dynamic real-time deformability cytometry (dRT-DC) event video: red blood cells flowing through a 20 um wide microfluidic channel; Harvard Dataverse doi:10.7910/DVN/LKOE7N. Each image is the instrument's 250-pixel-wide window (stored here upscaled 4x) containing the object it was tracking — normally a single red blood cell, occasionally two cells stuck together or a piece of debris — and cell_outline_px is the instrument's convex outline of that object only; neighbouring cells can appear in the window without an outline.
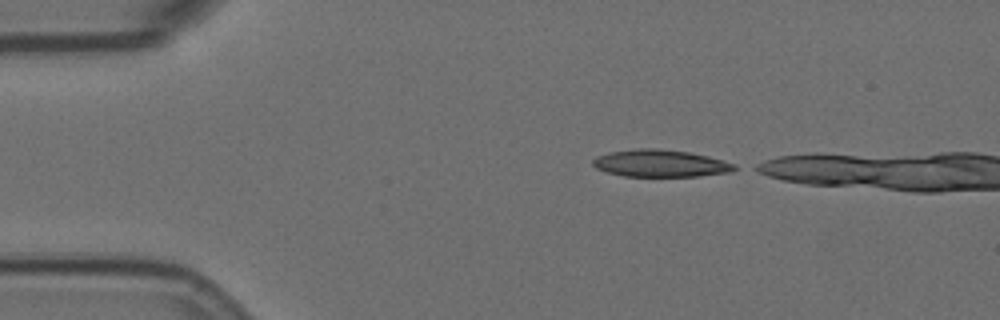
{"species": "Egyptian fruit bat (a non-hibernating species)", "species_latin": "Rousettus aegyptiacus", "temperature_condition": "room temperature", "stored_images_in_passage": 4, "camera_frame_rate_fps": 3000, "um_per_image_px": 0.085, "animal": {"sex": "female"}, "frame": {"image": 1, "passage_image": 1, "time_ms": 0.0, "image_size_px": [1000, 320], "cell_outline_px": [[740, 168], [732, 172], [700, 176], [624, 176], [608, 172], [596, 168], [592, 164], [592, 160], [596, 156], [608, 152], [636, 148], [660, 148], [688, 152], [708, 156], [736, 164]], "centroid_in_image_um": [56.16, 13.88], "position_along_channel_um": 28.8, "area_um2": 22.66}}